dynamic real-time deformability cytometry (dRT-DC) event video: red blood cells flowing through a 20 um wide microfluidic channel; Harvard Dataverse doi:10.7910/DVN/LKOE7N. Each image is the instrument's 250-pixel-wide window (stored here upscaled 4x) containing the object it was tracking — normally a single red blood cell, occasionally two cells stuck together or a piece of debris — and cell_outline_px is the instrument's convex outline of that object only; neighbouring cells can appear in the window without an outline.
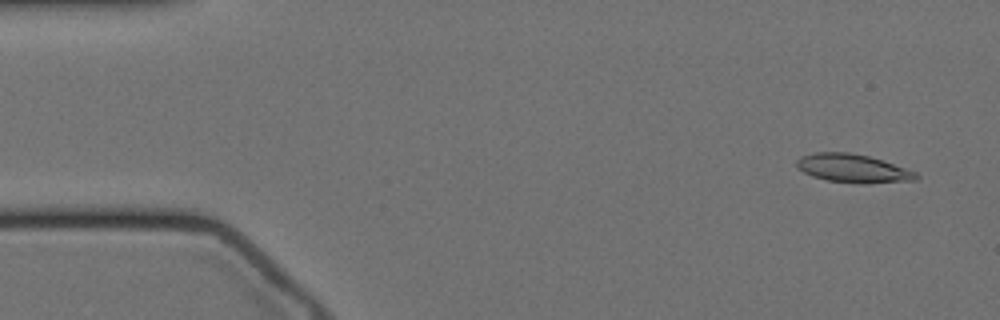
{"species": "Egyptian fruit bat (a non-hibernating species)", "species_latin": "Rousettus aegyptiacus", "temperature_condition": "cold", "stored_images_in_passage": 58, "camera_frame_rate_fps": 3000, "um_per_image_px": 0.085, "animal": {"sex": "female"}, "frame": {"image": 1, "passage_image": 3, "time_ms": 0.667, "image_size_px": [1000, 320], "cell_outline_px": [[920, 176], [916, 180], [864, 184], [828, 180], [812, 176], [796, 168], [796, 160], [800, 156], [816, 152], [848, 152], [868, 156], [916, 172]], "centroid_in_image_um": [72.46, 14.31], "position_along_channel_um": 12.5, "area_um2": 19.65}}
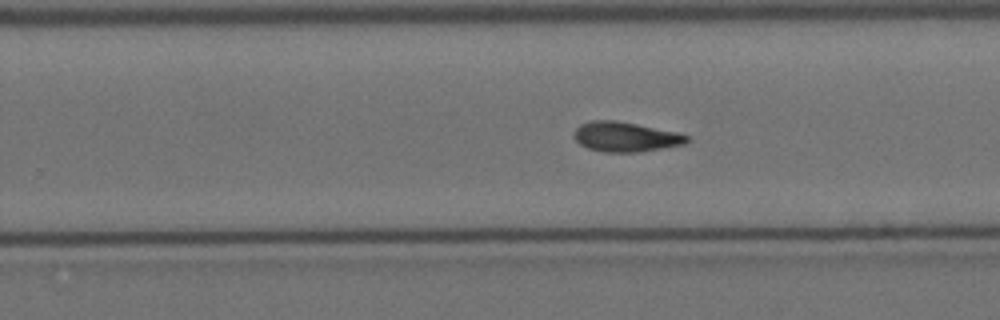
{"frame": {"image": 2, "passage_image": 35, "time_ms": 11.333, "image_size_px": [1000, 320], "cell_outline_px": [[688, 140], [684, 144], [640, 152], [604, 152], [588, 148], [580, 144], [572, 136], [572, 132], [580, 124], [592, 120], [616, 120], [676, 132], [688, 136]], "centroid_in_image_um": [53.11, 11.63], "position_along_channel_um": 276.7, "area_um2": 19.54}}
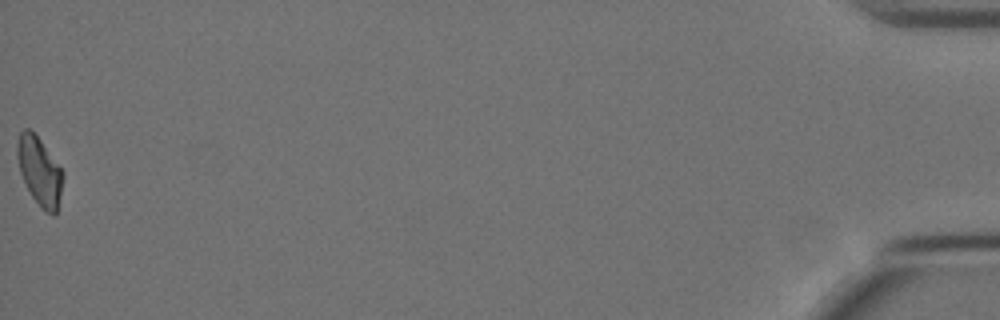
{"frame": {"image": 3, "passage_image": 58, "time_ms": 19.0, "image_size_px": [1000, 320], "cell_outline_px": [[64, 176], [56, 216], [52, 216], [40, 208], [32, 196], [20, 172], [16, 156], [16, 144], [20, 132], [24, 128], [28, 128], [40, 140], [64, 172]], "centroid_in_image_um": [3.36, 14.58], "position_along_channel_um": 431.8, "area_um2": 18.21}, "authors_computed_cell_mechanics": {"area_um2": 19.1607, "velocity_mm_per_s": 3.4198, "shape_relaxation_time_tau1_ms": 10.8954, "shape_relaxation_time_tau2_ms": 10.5571, "deformation_change_tau1": 0.2276, "deformation_change_tau2": 0.1911}}